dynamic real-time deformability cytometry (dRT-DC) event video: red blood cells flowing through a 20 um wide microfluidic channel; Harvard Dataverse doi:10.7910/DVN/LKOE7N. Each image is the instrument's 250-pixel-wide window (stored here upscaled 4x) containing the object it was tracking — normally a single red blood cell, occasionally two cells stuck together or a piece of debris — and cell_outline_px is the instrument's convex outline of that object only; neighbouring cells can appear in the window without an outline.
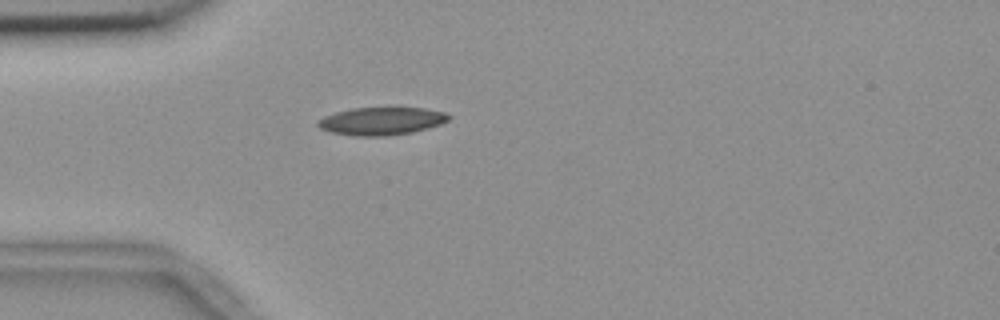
{"species": "common noctule bat (a hibernating species)", "species_latin": "Nyctalus noctula", "temperature_condition": "room temperature", "stored_images_in_passage": 1, "camera_frame_rate_fps": 3000, "um_per_image_px": 0.085, "animal": {"sex": "female", "body_mass_g": 18.4}, "frame": {"image": 1, "passage_image": 1, "time_ms": 0.0, "image_size_px": [1000, 320], "cell_outline_px": [[452, 116], [448, 120], [440, 124], [428, 128], [412, 132], [388, 136], [356, 136], [332, 132], [320, 128], [316, 124], [316, 120], [324, 116], [336, 112], [352, 108], [424, 108], [444, 112]], "centroid_in_image_um": [32.41, 10.29], "position_along_channel_um": 52.6, "area_um2": 21.15}}